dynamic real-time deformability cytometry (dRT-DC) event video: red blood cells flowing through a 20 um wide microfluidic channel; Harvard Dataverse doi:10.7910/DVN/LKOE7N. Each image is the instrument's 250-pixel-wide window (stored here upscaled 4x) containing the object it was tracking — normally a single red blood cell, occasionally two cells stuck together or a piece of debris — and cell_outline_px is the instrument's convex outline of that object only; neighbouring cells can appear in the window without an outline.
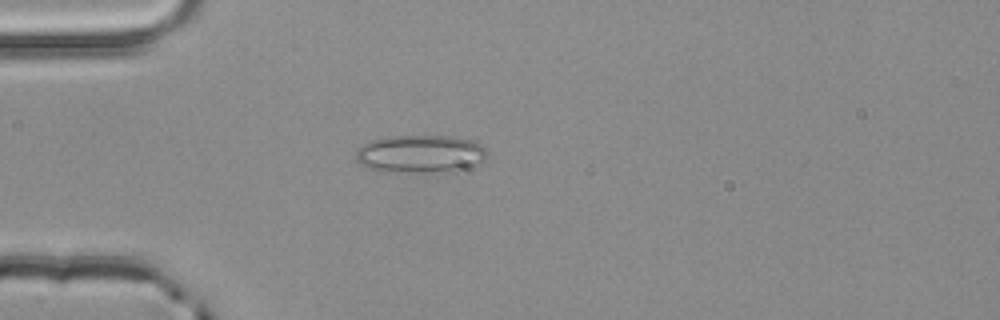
{"species": "common noctule bat (a hibernating species)", "species_latin": "Nyctalus noctula", "temperature_condition": "room temperature", "stored_images_in_passage": 1, "camera_frame_rate_fps": 3000, "um_per_image_px": 0.085, "animal": {"sex": "male", "body_mass_g": 20.4}, "frame": {"image": 1, "passage_image": 1, "time_ms": 0.0, "image_size_px": [1000, 320], "cell_outline_px": [[488, 152], [484, 160], [476, 164], [456, 172], [380, 172], [368, 168], [360, 164], [356, 160], [356, 148], [372, 140], [388, 136], [456, 136], [472, 140], [480, 144]], "centroid_in_image_um": [35.72, 13.09], "position_along_channel_um": 49.3, "area_um2": 29.48}}